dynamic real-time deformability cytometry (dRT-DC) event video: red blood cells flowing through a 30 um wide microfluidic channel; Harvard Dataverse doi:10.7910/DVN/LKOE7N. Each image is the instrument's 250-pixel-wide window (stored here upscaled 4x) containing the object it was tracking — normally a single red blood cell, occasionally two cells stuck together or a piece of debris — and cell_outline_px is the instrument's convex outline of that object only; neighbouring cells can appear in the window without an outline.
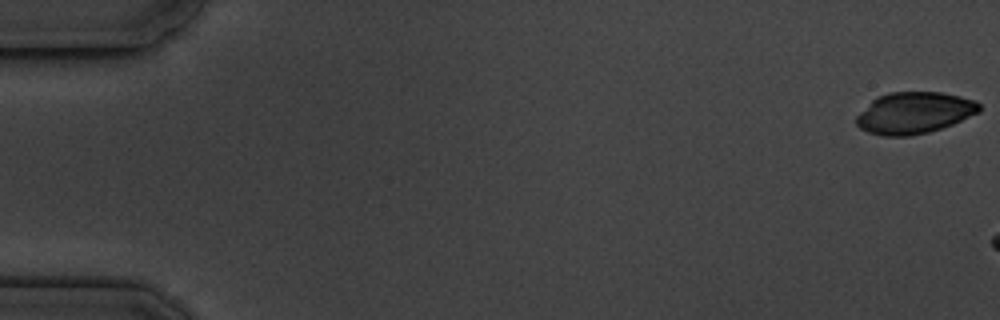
{"species": "common noctule bat (a hibernating species)", "species_latin": "Nyctalus noctula", "temperature_condition": "cold", "stored_images_in_passage": 3, "camera_frame_rate_fps": 3000, "um_per_image_px": 0.085, "animal": {"sex": "male", "body_mass_g": 19.5, "forearm_length_mm": 54.6}, "frame": {"image": 1, "passage_image": 1, "time_ms": 0.0, "image_size_px": [1000, 320], "cell_outline_px": [[980, 112], [952, 124], [928, 132], [908, 136], [884, 136], [868, 132], [860, 128], [856, 124], [856, 116], [872, 100], [888, 92], [940, 92], [960, 96], [976, 100], [980, 104]], "centroid_in_image_um": [77.72, 9.59], "position_along_channel_um": 7.3, "area_um2": 29.65}}